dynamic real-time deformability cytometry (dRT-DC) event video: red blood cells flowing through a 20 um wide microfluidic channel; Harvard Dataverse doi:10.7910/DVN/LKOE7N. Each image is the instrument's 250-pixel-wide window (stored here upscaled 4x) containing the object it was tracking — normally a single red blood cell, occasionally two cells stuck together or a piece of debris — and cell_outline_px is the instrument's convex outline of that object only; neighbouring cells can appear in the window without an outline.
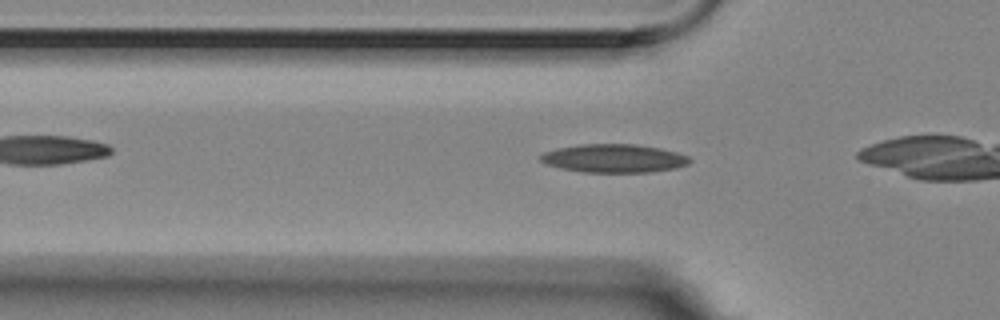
{"species": "Egyptian fruit bat (a non-hibernating species)", "species_latin": "Rousettus aegyptiacus", "temperature_condition": "room temperature", "stored_images_in_passage": 35, "camera_frame_rate_fps": 3000, "um_per_image_px": 0.085, "animal": {"sex": "female"}, "frame": {"image": 1, "passage_image": 9, "time_ms": 2.667, "image_size_px": [1000, 320], "cell_outline_px": [[692, 160], [688, 164], [676, 168], [652, 172], [584, 172], [560, 168], [548, 164], [540, 160], [540, 156], [544, 152], [556, 148], [580, 144], [636, 144], [660, 148], [676, 152], [688, 156]], "centroid_in_image_um": [52.2, 13.46], "position_along_channel_um": 73.6, "area_um2": 24.68}}
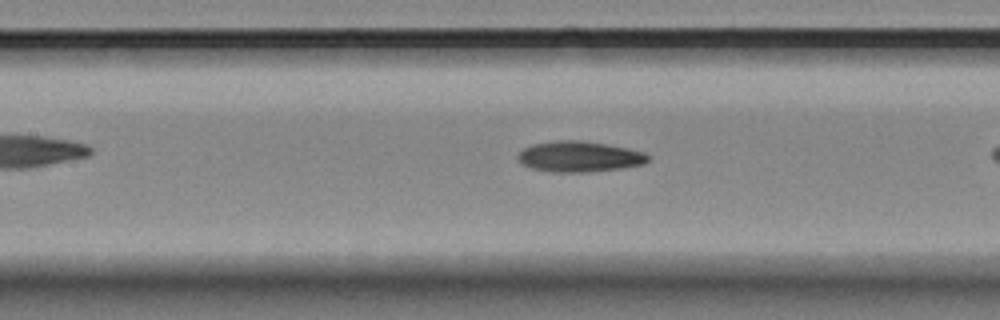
{"frame": {"image": 2, "passage_image": 16, "time_ms": 5.0, "image_size_px": [1000, 320], "cell_outline_px": [[652, 160], [644, 164], [620, 168], [588, 172], [552, 172], [532, 168], [524, 164], [516, 156], [524, 148], [532, 144], [560, 140], [580, 140], [628, 148], [644, 152], [652, 156]], "centroid_in_image_um": [49.3, 13.31], "position_along_channel_um": 158.1, "area_um2": 23.24}}
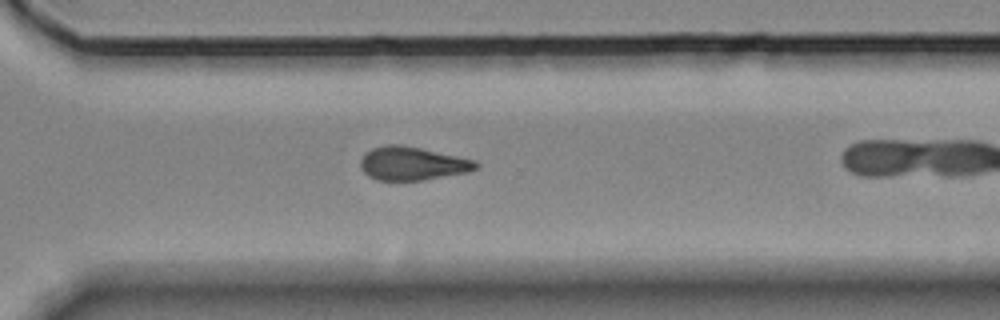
{"frame": {"image": 3, "passage_image": 31, "time_ms": 10.0, "image_size_px": [1000, 320], "cell_outline_px": [[480, 164], [476, 168], [468, 172], [424, 180], [376, 180], [368, 176], [360, 168], [360, 160], [364, 152], [372, 148], [388, 144], [400, 144], [420, 148], [476, 160]], "centroid_in_image_um": [35.02, 13.89], "position_along_channel_um": 335.6, "area_um2": 22.6}}